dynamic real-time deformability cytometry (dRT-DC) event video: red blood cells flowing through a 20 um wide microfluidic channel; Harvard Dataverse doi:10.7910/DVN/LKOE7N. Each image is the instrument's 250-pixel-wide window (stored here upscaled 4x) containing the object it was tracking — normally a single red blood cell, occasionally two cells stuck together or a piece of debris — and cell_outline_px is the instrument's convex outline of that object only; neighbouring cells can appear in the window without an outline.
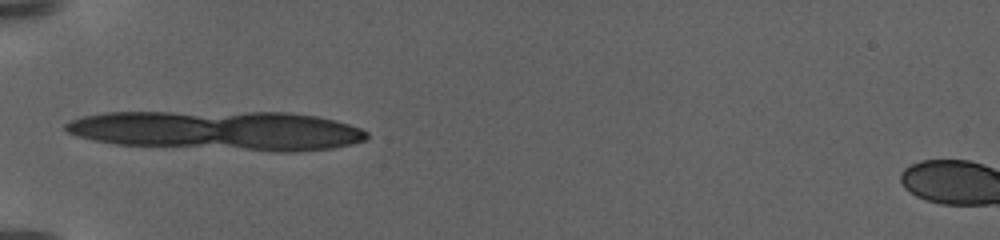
{"species": "human", "species_latin": "Homo sapiens", "temperature_condition": "warm", "stored_images_in_passage": 2, "camera_frame_rate_fps": 3000, "um_per_image_px": 0.085, "donor": {"sex": "female"}, "frame": {"image": 1, "passage_image": 1, "time_ms": 0.0, "image_size_px": [1000, 240], "cell_outline_px": [[368, 140], [352, 144], [332, 148], [296, 152], [276, 152], [116, 144], [92, 140], [76, 136], [68, 132], [64, 128], [64, 124], [72, 120], [84, 116], [104, 112], [288, 112], [316, 116], [336, 120], [360, 128], [368, 132]], "centroid_in_image_um": [18.57, 11.1], "position_along_channel_um": 66.4, "area_um2": 69.88}}